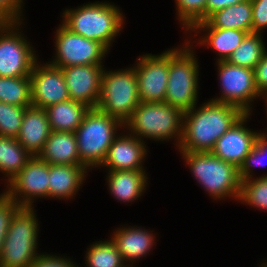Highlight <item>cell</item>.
<instances>
[{"mask_svg": "<svg viewBox=\"0 0 267 267\" xmlns=\"http://www.w3.org/2000/svg\"><path fill=\"white\" fill-rule=\"evenodd\" d=\"M194 110L183 114L181 152H210L216 141L245 115L235 105L213 100Z\"/></svg>", "mask_w": 267, "mask_h": 267, "instance_id": "cell-1", "label": "cell"}, {"mask_svg": "<svg viewBox=\"0 0 267 267\" xmlns=\"http://www.w3.org/2000/svg\"><path fill=\"white\" fill-rule=\"evenodd\" d=\"M63 14L65 21L62 24L71 32L100 42L107 49L122 28V14L117 7L108 3H91Z\"/></svg>", "mask_w": 267, "mask_h": 267, "instance_id": "cell-2", "label": "cell"}, {"mask_svg": "<svg viewBox=\"0 0 267 267\" xmlns=\"http://www.w3.org/2000/svg\"><path fill=\"white\" fill-rule=\"evenodd\" d=\"M122 124L97 108L87 111L75 131L78 154L87 167L102 164L115 139V130Z\"/></svg>", "mask_w": 267, "mask_h": 267, "instance_id": "cell-3", "label": "cell"}, {"mask_svg": "<svg viewBox=\"0 0 267 267\" xmlns=\"http://www.w3.org/2000/svg\"><path fill=\"white\" fill-rule=\"evenodd\" d=\"M36 217L32 207H20L10 223L0 253V267H30L39 255Z\"/></svg>", "mask_w": 267, "mask_h": 267, "instance_id": "cell-4", "label": "cell"}, {"mask_svg": "<svg viewBox=\"0 0 267 267\" xmlns=\"http://www.w3.org/2000/svg\"><path fill=\"white\" fill-rule=\"evenodd\" d=\"M201 185L216 198L233 195L240 198L242 181L239 168L211 152H182Z\"/></svg>", "mask_w": 267, "mask_h": 267, "instance_id": "cell-5", "label": "cell"}, {"mask_svg": "<svg viewBox=\"0 0 267 267\" xmlns=\"http://www.w3.org/2000/svg\"><path fill=\"white\" fill-rule=\"evenodd\" d=\"M183 112L164 102H140L125 122L136 136L156 140L171 138L174 134L182 138Z\"/></svg>", "mask_w": 267, "mask_h": 267, "instance_id": "cell-6", "label": "cell"}, {"mask_svg": "<svg viewBox=\"0 0 267 267\" xmlns=\"http://www.w3.org/2000/svg\"><path fill=\"white\" fill-rule=\"evenodd\" d=\"M139 103L135 69L103 72L97 109L118 119L125 125Z\"/></svg>", "mask_w": 267, "mask_h": 267, "instance_id": "cell-7", "label": "cell"}, {"mask_svg": "<svg viewBox=\"0 0 267 267\" xmlns=\"http://www.w3.org/2000/svg\"><path fill=\"white\" fill-rule=\"evenodd\" d=\"M191 49L169 50V75L165 102L183 113L196 107L198 65Z\"/></svg>", "mask_w": 267, "mask_h": 267, "instance_id": "cell-8", "label": "cell"}, {"mask_svg": "<svg viewBox=\"0 0 267 267\" xmlns=\"http://www.w3.org/2000/svg\"><path fill=\"white\" fill-rule=\"evenodd\" d=\"M57 55L50 65L66 68L73 65L101 64L107 48L100 42L88 40L71 32L63 24L56 34Z\"/></svg>", "mask_w": 267, "mask_h": 267, "instance_id": "cell-9", "label": "cell"}, {"mask_svg": "<svg viewBox=\"0 0 267 267\" xmlns=\"http://www.w3.org/2000/svg\"><path fill=\"white\" fill-rule=\"evenodd\" d=\"M218 68L224 93L213 101L235 105L245 114H249V102L260 95L255 85L254 70L226 60H218Z\"/></svg>", "mask_w": 267, "mask_h": 267, "instance_id": "cell-10", "label": "cell"}, {"mask_svg": "<svg viewBox=\"0 0 267 267\" xmlns=\"http://www.w3.org/2000/svg\"><path fill=\"white\" fill-rule=\"evenodd\" d=\"M17 23H0V31L6 33H0V77L30 76L36 64V57L27 40L10 30Z\"/></svg>", "mask_w": 267, "mask_h": 267, "instance_id": "cell-11", "label": "cell"}, {"mask_svg": "<svg viewBox=\"0 0 267 267\" xmlns=\"http://www.w3.org/2000/svg\"><path fill=\"white\" fill-rule=\"evenodd\" d=\"M140 102H164L169 75V51L146 55L134 68Z\"/></svg>", "mask_w": 267, "mask_h": 267, "instance_id": "cell-12", "label": "cell"}, {"mask_svg": "<svg viewBox=\"0 0 267 267\" xmlns=\"http://www.w3.org/2000/svg\"><path fill=\"white\" fill-rule=\"evenodd\" d=\"M9 182L10 188L5 193L21 207H32V196L49 197V164L33 156ZM18 193L24 194L23 200H17Z\"/></svg>", "mask_w": 267, "mask_h": 267, "instance_id": "cell-13", "label": "cell"}, {"mask_svg": "<svg viewBox=\"0 0 267 267\" xmlns=\"http://www.w3.org/2000/svg\"><path fill=\"white\" fill-rule=\"evenodd\" d=\"M60 69L65 78L69 98L89 108H96L101 94L104 72L102 65H73Z\"/></svg>", "mask_w": 267, "mask_h": 267, "instance_id": "cell-14", "label": "cell"}, {"mask_svg": "<svg viewBox=\"0 0 267 267\" xmlns=\"http://www.w3.org/2000/svg\"><path fill=\"white\" fill-rule=\"evenodd\" d=\"M32 106L46 109L54 104L69 100L65 78L60 68L50 64H36L30 73Z\"/></svg>", "mask_w": 267, "mask_h": 267, "instance_id": "cell-15", "label": "cell"}, {"mask_svg": "<svg viewBox=\"0 0 267 267\" xmlns=\"http://www.w3.org/2000/svg\"><path fill=\"white\" fill-rule=\"evenodd\" d=\"M249 114L241 117L226 133H224L217 141L213 149L210 151L219 159L234 164L240 168L245 157L252 150L258 133L251 132L243 125Z\"/></svg>", "mask_w": 267, "mask_h": 267, "instance_id": "cell-16", "label": "cell"}, {"mask_svg": "<svg viewBox=\"0 0 267 267\" xmlns=\"http://www.w3.org/2000/svg\"><path fill=\"white\" fill-rule=\"evenodd\" d=\"M130 135L115 138L107 151L101 165L110 168V171L143 170L141 160L146 155V149L141 142L142 137Z\"/></svg>", "mask_w": 267, "mask_h": 267, "instance_id": "cell-17", "label": "cell"}, {"mask_svg": "<svg viewBox=\"0 0 267 267\" xmlns=\"http://www.w3.org/2000/svg\"><path fill=\"white\" fill-rule=\"evenodd\" d=\"M51 132L45 109L30 106L24 112L17 140L31 155L37 156Z\"/></svg>", "mask_w": 267, "mask_h": 267, "instance_id": "cell-18", "label": "cell"}, {"mask_svg": "<svg viewBox=\"0 0 267 267\" xmlns=\"http://www.w3.org/2000/svg\"><path fill=\"white\" fill-rule=\"evenodd\" d=\"M37 157L48 164L82 165L74 132L52 131Z\"/></svg>", "mask_w": 267, "mask_h": 267, "instance_id": "cell-19", "label": "cell"}, {"mask_svg": "<svg viewBox=\"0 0 267 267\" xmlns=\"http://www.w3.org/2000/svg\"><path fill=\"white\" fill-rule=\"evenodd\" d=\"M200 28L237 29L252 33L251 0L216 11L206 21L197 23L192 29Z\"/></svg>", "mask_w": 267, "mask_h": 267, "instance_id": "cell-20", "label": "cell"}, {"mask_svg": "<svg viewBox=\"0 0 267 267\" xmlns=\"http://www.w3.org/2000/svg\"><path fill=\"white\" fill-rule=\"evenodd\" d=\"M85 170L82 165L49 164V197L67 198L76 194Z\"/></svg>", "mask_w": 267, "mask_h": 267, "instance_id": "cell-21", "label": "cell"}, {"mask_svg": "<svg viewBox=\"0 0 267 267\" xmlns=\"http://www.w3.org/2000/svg\"><path fill=\"white\" fill-rule=\"evenodd\" d=\"M90 108L71 99L45 109L52 131L74 132L81 125Z\"/></svg>", "mask_w": 267, "mask_h": 267, "instance_id": "cell-22", "label": "cell"}, {"mask_svg": "<svg viewBox=\"0 0 267 267\" xmlns=\"http://www.w3.org/2000/svg\"><path fill=\"white\" fill-rule=\"evenodd\" d=\"M108 174L111 193L123 202L136 200L147 184L143 170L109 171Z\"/></svg>", "mask_w": 267, "mask_h": 267, "instance_id": "cell-23", "label": "cell"}, {"mask_svg": "<svg viewBox=\"0 0 267 267\" xmlns=\"http://www.w3.org/2000/svg\"><path fill=\"white\" fill-rule=\"evenodd\" d=\"M152 234L135 228H122L114 234L113 242L124 261L139 259L153 245Z\"/></svg>", "mask_w": 267, "mask_h": 267, "instance_id": "cell-24", "label": "cell"}, {"mask_svg": "<svg viewBox=\"0 0 267 267\" xmlns=\"http://www.w3.org/2000/svg\"><path fill=\"white\" fill-rule=\"evenodd\" d=\"M33 157L17 138L0 136V170L9 175L8 182L14 178Z\"/></svg>", "mask_w": 267, "mask_h": 267, "instance_id": "cell-25", "label": "cell"}, {"mask_svg": "<svg viewBox=\"0 0 267 267\" xmlns=\"http://www.w3.org/2000/svg\"><path fill=\"white\" fill-rule=\"evenodd\" d=\"M0 102L21 107L32 106L30 76L0 77Z\"/></svg>", "mask_w": 267, "mask_h": 267, "instance_id": "cell-26", "label": "cell"}, {"mask_svg": "<svg viewBox=\"0 0 267 267\" xmlns=\"http://www.w3.org/2000/svg\"><path fill=\"white\" fill-rule=\"evenodd\" d=\"M265 51L261 34L249 33L226 61L237 66L254 70L261 61Z\"/></svg>", "mask_w": 267, "mask_h": 267, "instance_id": "cell-27", "label": "cell"}, {"mask_svg": "<svg viewBox=\"0 0 267 267\" xmlns=\"http://www.w3.org/2000/svg\"><path fill=\"white\" fill-rule=\"evenodd\" d=\"M209 30L208 35L204 37V43H208L218 53L219 61L227 60L228 57L237 49L244 38L249 34L243 30L237 29H220V28H203Z\"/></svg>", "mask_w": 267, "mask_h": 267, "instance_id": "cell-28", "label": "cell"}, {"mask_svg": "<svg viewBox=\"0 0 267 267\" xmlns=\"http://www.w3.org/2000/svg\"><path fill=\"white\" fill-rule=\"evenodd\" d=\"M89 267H126L117 246L112 241L93 244L87 253Z\"/></svg>", "mask_w": 267, "mask_h": 267, "instance_id": "cell-29", "label": "cell"}, {"mask_svg": "<svg viewBox=\"0 0 267 267\" xmlns=\"http://www.w3.org/2000/svg\"><path fill=\"white\" fill-rule=\"evenodd\" d=\"M26 108L0 102V136L18 137Z\"/></svg>", "mask_w": 267, "mask_h": 267, "instance_id": "cell-30", "label": "cell"}, {"mask_svg": "<svg viewBox=\"0 0 267 267\" xmlns=\"http://www.w3.org/2000/svg\"><path fill=\"white\" fill-rule=\"evenodd\" d=\"M239 199L267 210V175L255 180H243Z\"/></svg>", "mask_w": 267, "mask_h": 267, "instance_id": "cell-31", "label": "cell"}, {"mask_svg": "<svg viewBox=\"0 0 267 267\" xmlns=\"http://www.w3.org/2000/svg\"><path fill=\"white\" fill-rule=\"evenodd\" d=\"M181 21L187 29L197 23L206 21V4L208 0H176Z\"/></svg>", "mask_w": 267, "mask_h": 267, "instance_id": "cell-32", "label": "cell"}, {"mask_svg": "<svg viewBox=\"0 0 267 267\" xmlns=\"http://www.w3.org/2000/svg\"><path fill=\"white\" fill-rule=\"evenodd\" d=\"M267 153V137L264 134H259L256 138L255 144L249 154L245 157L243 164L239 168V175L241 181L251 178L249 170H251L252 163H259L262 165L261 158H264ZM260 159V160H259ZM258 164V165H259Z\"/></svg>", "mask_w": 267, "mask_h": 267, "instance_id": "cell-33", "label": "cell"}, {"mask_svg": "<svg viewBox=\"0 0 267 267\" xmlns=\"http://www.w3.org/2000/svg\"><path fill=\"white\" fill-rule=\"evenodd\" d=\"M21 207L6 193L0 196V253L15 212Z\"/></svg>", "mask_w": 267, "mask_h": 267, "instance_id": "cell-34", "label": "cell"}, {"mask_svg": "<svg viewBox=\"0 0 267 267\" xmlns=\"http://www.w3.org/2000/svg\"><path fill=\"white\" fill-rule=\"evenodd\" d=\"M252 2V33H261L267 27V0H251Z\"/></svg>", "mask_w": 267, "mask_h": 267, "instance_id": "cell-35", "label": "cell"}, {"mask_svg": "<svg viewBox=\"0 0 267 267\" xmlns=\"http://www.w3.org/2000/svg\"><path fill=\"white\" fill-rule=\"evenodd\" d=\"M21 2V0H0V23L18 22Z\"/></svg>", "mask_w": 267, "mask_h": 267, "instance_id": "cell-36", "label": "cell"}, {"mask_svg": "<svg viewBox=\"0 0 267 267\" xmlns=\"http://www.w3.org/2000/svg\"><path fill=\"white\" fill-rule=\"evenodd\" d=\"M255 85L259 94L267 93V52L265 51L261 61L254 68Z\"/></svg>", "mask_w": 267, "mask_h": 267, "instance_id": "cell-37", "label": "cell"}, {"mask_svg": "<svg viewBox=\"0 0 267 267\" xmlns=\"http://www.w3.org/2000/svg\"><path fill=\"white\" fill-rule=\"evenodd\" d=\"M67 259L58 258L50 255H39L30 267H75Z\"/></svg>", "mask_w": 267, "mask_h": 267, "instance_id": "cell-38", "label": "cell"}, {"mask_svg": "<svg viewBox=\"0 0 267 267\" xmlns=\"http://www.w3.org/2000/svg\"><path fill=\"white\" fill-rule=\"evenodd\" d=\"M246 0H208L206 4V20L216 11Z\"/></svg>", "mask_w": 267, "mask_h": 267, "instance_id": "cell-39", "label": "cell"}]
</instances>
